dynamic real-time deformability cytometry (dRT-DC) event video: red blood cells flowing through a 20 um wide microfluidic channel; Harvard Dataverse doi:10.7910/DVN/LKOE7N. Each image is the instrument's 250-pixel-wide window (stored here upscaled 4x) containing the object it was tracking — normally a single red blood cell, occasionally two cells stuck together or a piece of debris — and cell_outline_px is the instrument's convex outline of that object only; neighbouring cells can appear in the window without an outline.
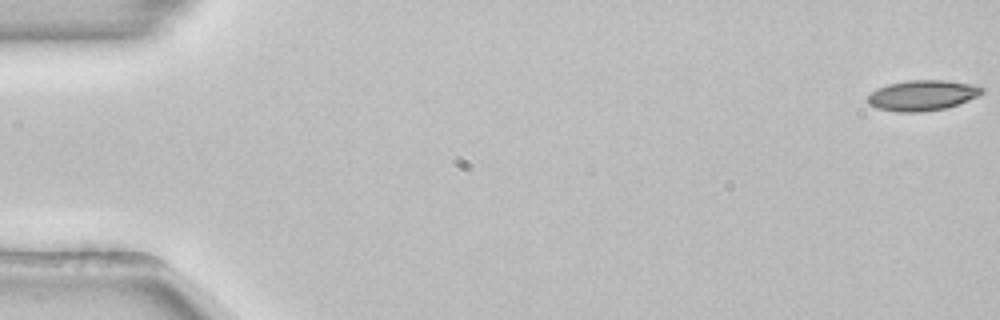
{"species": "common noctule bat (a hibernating species)", "species_latin": "Nyctalus noctula", "temperature_condition": "room temperature", "stored_images_in_passage": 15, "camera_frame_rate_fps": 3000, "um_per_image_px": 0.085, "animal": {"sex": "female", "body_mass_g": 22.7, "forearm_length_mm": 54.2}, "frame": {"image": 1, "passage_image": 1, "time_ms": 0.0, "image_size_px": [1000, 320], "cell_outline_px": [[984, 92], [968, 100], [944, 108], [920, 112], [896, 112], [876, 108], [868, 104], [868, 96], [876, 88], [888, 84], [908, 80], [944, 80], [968, 84], [984, 88]], "centroid_in_image_um": [78.34, 8.11], "position_along_channel_um": 6.7, "area_um2": 20.06}}
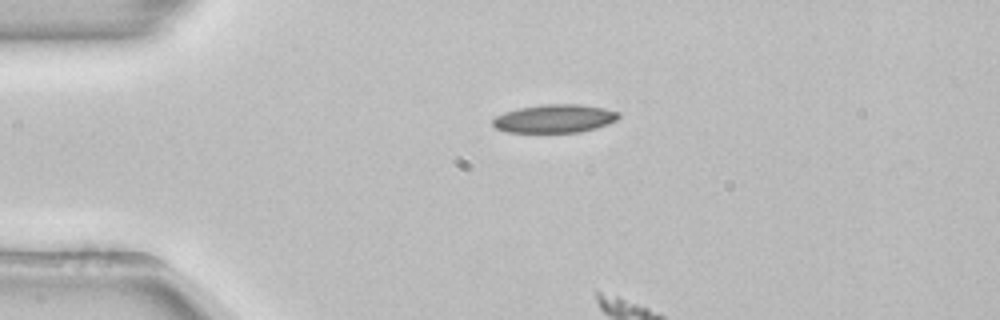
{"frame": {"image": 2, "passage_image": 13, "time_ms": 4.0, "image_size_px": [1000, 320], "cell_outline_px": [[620, 116], [616, 120], [608, 124], [596, 128], [580, 132], [508, 132], [496, 128], [492, 124], [492, 120], [496, 116], [504, 112], [520, 108], [540, 104], [580, 104], [604, 108], [620, 112]], "centroid_in_image_um": [47.16, 10.07], "position_along_channel_um": 37.8, "area_um2": 20.81}}